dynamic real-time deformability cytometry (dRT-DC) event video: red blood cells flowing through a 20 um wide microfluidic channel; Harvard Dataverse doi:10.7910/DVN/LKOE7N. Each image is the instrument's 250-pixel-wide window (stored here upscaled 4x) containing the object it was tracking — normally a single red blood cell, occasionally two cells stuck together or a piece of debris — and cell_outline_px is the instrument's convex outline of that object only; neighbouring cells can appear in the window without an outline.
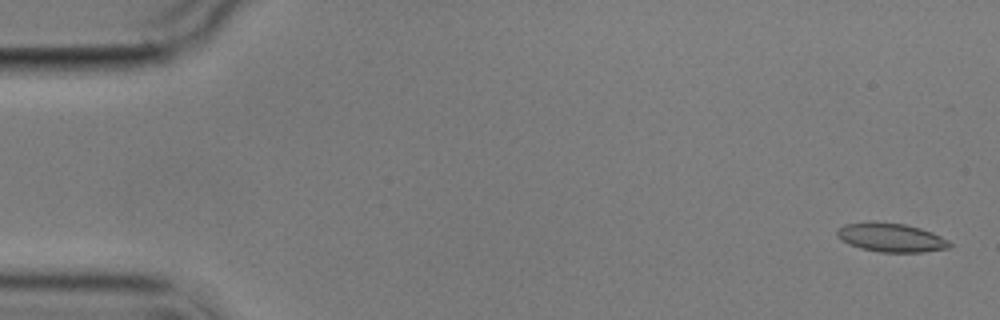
{"species": "common noctule bat (a hibernating species)", "species_latin": "Nyctalus noctula", "temperature_condition": "cold", "stored_images_in_passage": 14, "camera_frame_rate_fps": 3000, "um_per_image_px": 0.085, "animal": {"sex": "male", "body_mass_g": 17.9}, "frame": {"image": 1, "passage_image": 1, "time_ms": 0.0, "image_size_px": [1000, 320], "cell_outline_px": [[952, 244], [948, 248], [924, 252], [880, 252], [860, 248], [848, 244], [836, 236], [836, 232], [844, 224], [904, 224], [920, 228], [932, 232], [948, 240]], "centroid_in_image_um": [75.78, 20.23], "position_along_channel_um": 9.2, "area_um2": 18.21}}
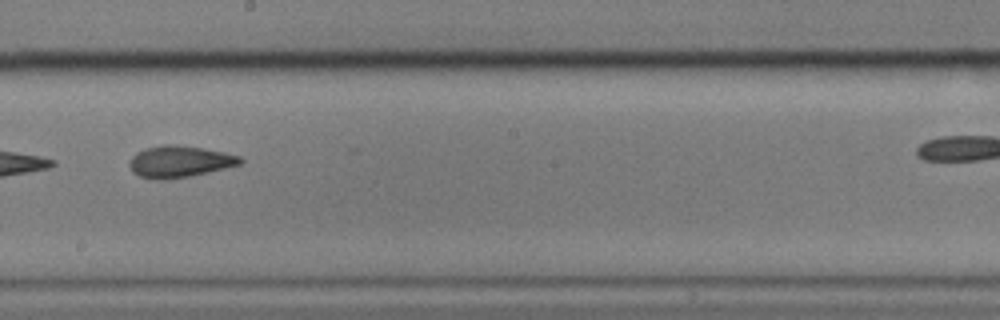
{"frame": {"image": 2, "passage_image": 10, "time_ms": 13.333, "image_size_px": [1000, 320], "cell_outline_px": [[244, 160], [240, 164], [208, 172], [188, 176], [164, 180], [156, 180], [140, 176], [132, 172], [128, 164], [132, 156], [136, 152], [148, 148], [164, 144], [168, 144], [200, 148], [224, 152], [240, 156]], "centroid_in_image_um": [15.23, 13.74], "position_along_channel_um": 233.0, "area_um2": 20.17}}
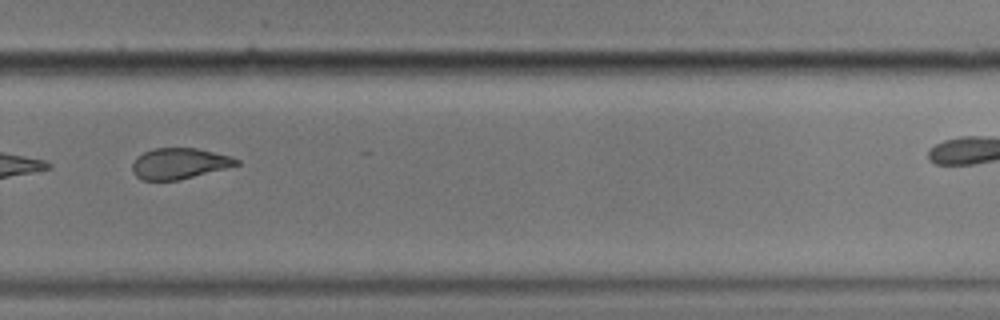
{"frame": {"image": 3, "passage_image": 12, "time_ms": 15.667, "image_size_px": [1000, 320], "cell_outline_px": [[240, 164], [180, 180], [140, 180], [132, 172], [132, 164], [144, 152], [152, 148], [196, 148], [232, 156], [240, 160]], "centroid_in_image_um": [15.25, 13.9], "position_along_channel_um": 314.6, "area_um2": 18.67}}